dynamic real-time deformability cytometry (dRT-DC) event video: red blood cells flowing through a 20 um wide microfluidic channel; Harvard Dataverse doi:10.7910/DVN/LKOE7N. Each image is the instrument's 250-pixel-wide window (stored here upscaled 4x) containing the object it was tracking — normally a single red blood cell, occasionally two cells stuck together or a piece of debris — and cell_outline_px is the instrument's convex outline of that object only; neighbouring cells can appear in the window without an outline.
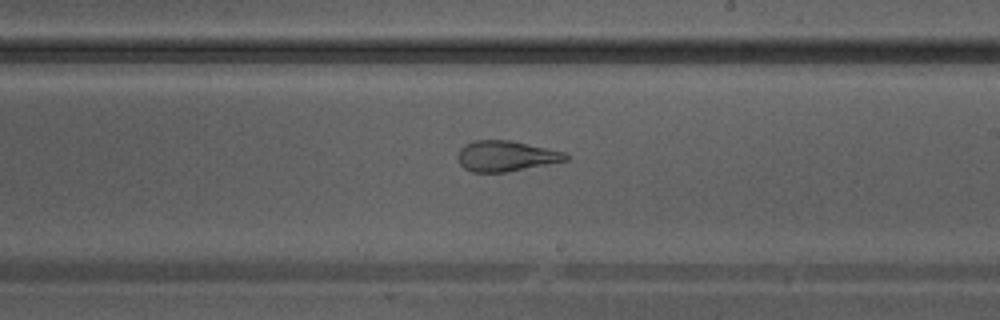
{"species": "Egyptian fruit bat (a non-hibernating species)", "species_latin": "Rousettus aegyptiacus", "temperature_condition": "warm", "stored_images_in_passage": 31, "segment_of_instrument_passage": [1, 2], "camera_frame_rate_fps": 3000, "um_per_image_px": 0.085, "animal": {"sex": "male"}, "frame": {"image": 1, "passage_image": 14, "time_ms": 4.333, "image_size_px": [1000, 320], "cell_outline_px": [[568, 160], [504, 172], [472, 172], [464, 168], [460, 164], [456, 156], [460, 148], [464, 144], [476, 140], [512, 140], [564, 152], [568, 156]], "centroid_in_image_um": [42.95, 13.25], "position_along_channel_um": 246.1, "area_um2": 19.13}}
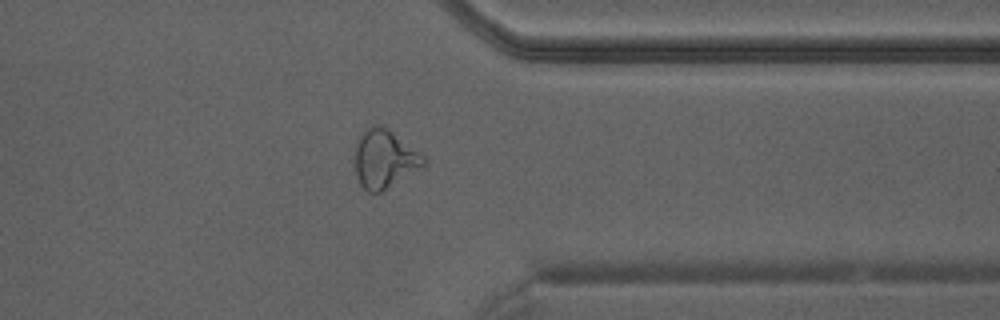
{"frame": {"image": 2, "passage_image": 22, "time_ms": 7.0, "image_size_px": [1000, 320], "cell_outline_px": [[424, 168], [380, 192], [368, 192], [360, 184], [356, 176], [356, 144], [360, 132], [364, 128], [372, 124], [380, 124], [388, 128], [424, 156]], "centroid_in_image_um": [32.67, 13.49], "position_along_channel_um": 378.7, "area_um2": 23.52}}